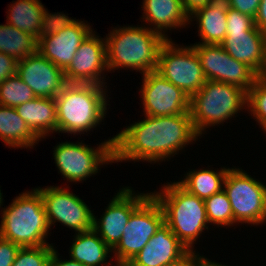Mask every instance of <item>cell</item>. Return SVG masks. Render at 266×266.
I'll list each match as a JSON object with an SVG mask.
<instances>
[{
    "mask_svg": "<svg viewBox=\"0 0 266 266\" xmlns=\"http://www.w3.org/2000/svg\"><path fill=\"white\" fill-rule=\"evenodd\" d=\"M144 116L143 120L115 135L114 163L165 161L200 138L192 126L190 112L171 116Z\"/></svg>",
    "mask_w": 266,
    "mask_h": 266,
    "instance_id": "obj_1",
    "label": "cell"
},
{
    "mask_svg": "<svg viewBox=\"0 0 266 266\" xmlns=\"http://www.w3.org/2000/svg\"><path fill=\"white\" fill-rule=\"evenodd\" d=\"M166 41L144 24L112 29L105 37L110 73L119 68L137 70L142 75L156 71L159 51Z\"/></svg>",
    "mask_w": 266,
    "mask_h": 266,
    "instance_id": "obj_2",
    "label": "cell"
},
{
    "mask_svg": "<svg viewBox=\"0 0 266 266\" xmlns=\"http://www.w3.org/2000/svg\"><path fill=\"white\" fill-rule=\"evenodd\" d=\"M107 85L67 83L55 97L57 132L84 134L100 125L107 111Z\"/></svg>",
    "mask_w": 266,
    "mask_h": 266,
    "instance_id": "obj_3",
    "label": "cell"
},
{
    "mask_svg": "<svg viewBox=\"0 0 266 266\" xmlns=\"http://www.w3.org/2000/svg\"><path fill=\"white\" fill-rule=\"evenodd\" d=\"M1 214L0 237L20 247L53 245L46 239L51 228L36 188L16 196Z\"/></svg>",
    "mask_w": 266,
    "mask_h": 266,
    "instance_id": "obj_4",
    "label": "cell"
},
{
    "mask_svg": "<svg viewBox=\"0 0 266 266\" xmlns=\"http://www.w3.org/2000/svg\"><path fill=\"white\" fill-rule=\"evenodd\" d=\"M151 194L160 203L164 212V223L188 250L204 231L208 230L205 202L189 193L177 181L163 184L162 189Z\"/></svg>",
    "mask_w": 266,
    "mask_h": 266,
    "instance_id": "obj_5",
    "label": "cell"
},
{
    "mask_svg": "<svg viewBox=\"0 0 266 266\" xmlns=\"http://www.w3.org/2000/svg\"><path fill=\"white\" fill-rule=\"evenodd\" d=\"M248 92L224 82L206 80L200 90L190 97L191 122L194 131L201 136L215 125L236 117L247 110Z\"/></svg>",
    "mask_w": 266,
    "mask_h": 266,
    "instance_id": "obj_6",
    "label": "cell"
},
{
    "mask_svg": "<svg viewBox=\"0 0 266 266\" xmlns=\"http://www.w3.org/2000/svg\"><path fill=\"white\" fill-rule=\"evenodd\" d=\"M91 31L92 27L85 21L69 18L62 12L54 13L38 39L37 51L65 71Z\"/></svg>",
    "mask_w": 266,
    "mask_h": 266,
    "instance_id": "obj_7",
    "label": "cell"
},
{
    "mask_svg": "<svg viewBox=\"0 0 266 266\" xmlns=\"http://www.w3.org/2000/svg\"><path fill=\"white\" fill-rule=\"evenodd\" d=\"M114 139L105 140L96 147L81 142H59L54 147V163L69 182H83L100 170L99 166L114 163Z\"/></svg>",
    "mask_w": 266,
    "mask_h": 266,
    "instance_id": "obj_8",
    "label": "cell"
},
{
    "mask_svg": "<svg viewBox=\"0 0 266 266\" xmlns=\"http://www.w3.org/2000/svg\"><path fill=\"white\" fill-rule=\"evenodd\" d=\"M223 189L230 201L236 225L266 223V185L241 168H229Z\"/></svg>",
    "mask_w": 266,
    "mask_h": 266,
    "instance_id": "obj_9",
    "label": "cell"
},
{
    "mask_svg": "<svg viewBox=\"0 0 266 266\" xmlns=\"http://www.w3.org/2000/svg\"><path fill=\"white\" fill-rule=\"evenodd\" d=\"M156 72L189 97L198 92L206 81L193 46H179L172 40H167L160 48Z\"/></svg>",
    "mask_w": 266,
    "mask_h": 266,
    "instance_id": "obj_10",
    "label": "cell"
},
{
    "mask_svg": "<svg viewBox=\"0 0 266 266\" xmlns=\"http://www.w3.org/2000/svg\"><path fill=\"white\" fill-rule=\"evenodd\" d=\"M164 223L160 203L151 194L130 216L122 237L112 249L114 261L130 262Z\"/></svg>",
    "mask_w": 266,
    "mask_h": 266,
    "instance_id": "obj_11",
    "label": "cell"
},
{
    "mask_svg": "<svg viewBox=\"0 0 266 266\" xmlns=\"http://www.w3.org/2000/svg\"><path fill=\"white\" fill-rule=\"evenodd\" d=\"M43 200L49 226L56 222L74 229L75 233L88 231L93 228V212L89 206L69 188L47 186L36 188Z\"/></svg>",
    "mask_w": 266,
    "mask_h": 266,
    "instance_id": "obj_12",
    "label": "cell"
},
{
    "mask_svg": "<svg viewBox=\"0 0 266 266\" xmlns=\"http://www.w3.org/2000/svg\"><path fill=\"white\" fill-rule=\"evenodd\" d=\"M206 80L236 85L249 91L259 76L231 57L220 44H193Z\"/></svg>",
    "mask_w": 266,
    "mask_h": 266,
    "instance_id": "obj_13",
    "label": "cell"
},
{
    "mask_svg": "<svg viewBox=\"0 0 266 266\" xmlns=\"http://www.w3.org/2000/svg\"><path fill=\"white\" fill-rule=\"evenodd\" d=\"M139 90L144 115L171 116L189 112L190 97L158 72L145 73Z\"/></svg>",
    "mask_w": 266,
    "mask_h": 266,
    "instance_id": "obj_14",
    "label": "cell"
},
{
    "mask_svg": "<svg viewBox=\"0 0 266 266\" xmlns=\"http://www.w3.org/2000/svg\"><path fill=\"white\" fill-rule=\"evenodd\" d=\"M151 195L135 193L132 187H123L115 193L101 218L93 215V229L113 249L120 241L131 214Z\"/></svg>",
    "mask_w": 266,
    "mask_h": 266,
    "instance_id": "obj_15",
    "label": "cell"
},
{
    "mask_svg": "<svg viewBox=\"0 0 266 266\" xmlns=\"http://www.w3.org/2000/svg\"><path fill=\"white\" fill-rule=\"evenodd\" d=\"M105 71L109 72L105 38L99 37L92 30L82 41L71 64L64 71L65 79L67 83L105 86Z\"/></svg>",
    "mask_w": 266,
    "mask_h": 266,
    "instance_id": "obj_16",
    "label": "cell"
},
{
    "mask_svg": "<svg viewBox=\"0 0 266 266\" xmlns=\"http://www.w3.org/2000/svg\"><path fill=\"white\" fill-rule=\"evenodd\" d=\"M17 75L36 97L55 98L67 84L64 71L38 51L18 61Z\"/></svg>",
    "mask_w": 266,
    "mask_h": 266,
    "instance_id": "obj_17",
    "label": "cell"
},
{
    "mask_svg": "<svg viewBox=\"0 0 266 266\" xmlns=\"http://www.w3.org/2000/svg\"><path fill=\"white\" fill-rule=\"evenodd\" d=\"M235 60L262 77L266 62V33L254 26L249 32H226L220 43Z\"/></svg>",
    "mask_w": 266,
    "mask_h": 266,
    "instance_id": "obj_18",
    "label": "cell"
},
{
    "mask_svg": "<svg viewBox=\"0 0 266 266\" xmlns=\"http://www.w3.org/2000/svg\"><path fill=\"white\" fill-rule=\"evenodd\" d=\"M189 250L163 223L141 251L129 262L132 266H166Z\"/></svg>",
    "mask_w": 266,
    "mask_h": 266,
    "instance_id": "obj_19",
    "label": "cell"
},
{
    "mask_svg": "<svg viewBox=\"0 0 266 266\" xmlns=\"http://www.w3.org/2000/svg\"><path fill=\"white\" fill-rule=\"evenodd\" d=\"M142 4L143 15L141 19L148 26H151L148 28L163 35L167 40H172L165 34L167 30L180 29L191 24L181 0H143Z\"/></svg>",
    "mask_w": 266,
    "mask_h": 266,
    "instance_id": "obj_20",
    "label": "cell"
},
{
    "mask_svg": "<svg viewBox=\"0 0 266 266\" xmlns=\"http://www.w3.org/2000/svg\"><path fill=\"white\" fill-rule=\"evenodd\" d=\"M231 9L230 0H209L208 5L189 15L198 24V44H220L226 37L227 13Z\"/></svg>",
    "mask_w": 266,
    "mask_h": 266,
    "instance_id": "obj_21",
    "label": "cell"
},
{
    "mask_svg": "<svg viewBox=\"0 0 266 266\" xmlns=\"http://www.w3.org/2000/svg\"><path fill=\"white\" fill-rule=\"evenodd\" d=\"M12 3L7 11V23L38 40L54 13H49L40 0H17Z\"/></svg>",
    "mask_w": 266,
    "mask_h": 266,
    "instance_id": "obj_22",
    "label": "cell"
},
{
    "mask_svg": "<svg viewBox=\"0 0 266 266\" xmlns=\"http://www.w3.org/2000/svg\"><path fill=\"white\" fill-rule=\"evenodd\" d=\"M18 115L29 129L41 140L57 132V110L55 98L35 97L15 107Z\"/></svg>",
    "mask_w": 266,
    "mask_h": 266,
    "instance_id": "obj_23",
    "label": "cell"
},
{
    "mask_svg": "<svg viewBox=\"0 0 266 266\" xmlns=\"http://www.w3.org/2000/svg\"><path fill=\"white\" fill-rule=\"evenodd\" d=\"M72 241L69 247V258L85 266H108L113 262H106L108 257L113 258V256H110L112 255V249L93 228L76 233Z\"/></svg>",
    "mask_w": 266,
    "mask_h": 266,
    "instance_id": "obj_24",
    "label": "cell"
},
{
    "mask_svg": "<svg viewBox=\"0 0 266 266\" xmlns=\"http://www.w3.org/2000/svg\"><path fill=\"white\" fill-rule=\"evenodd\" d=\"M0 139L11 148H33L41 141L14 107L0 105Z\"/></svg>",
    "mask_w": 266,
    "mask_h": 266,
    "instance_id": "obj_25",
    "label": "cell"
},
{
    "mask_svg": "<svg viewBox=\"0 0 266 266\" xmlns=\"http://www.w3.org/2000/svg\"><path fill=\"white\" fill-rule=\"evenodd\" d=\"M229 168H221L214 171L213 169H196L188 171L181 181H177L189 193L196 195L200 199H207L223 189L225 176Z\"/></svg>",
    "mask_w": 266,
    "mask_h": 266,
    "instance_id": "obj_26",
    "label": "cell"
},
{
    "mask_svg": "<svg viewBox=\"0 0 266 266\" xmlns=\"http://www.w3.org/2000/svg\"><path fill=\"white\" fill-rule=\"evenodd\" d=\"M38 40L20 31L11 24L0 25V52L15 58L24 59L37 52Z\"/></svg>",
    "mask_w": 266,
    "mask_h": 266,
    "instance_id": "obj_27",
    "label": "cell"
},
{
    "mask_svg": "<svg viewBox=\"0 0 266 266\" xmlns=\"http://www.w3.org/2000/svg\"><path fill=\"white\" fill-rule=\"evenodd\" d=\"M209 224L217 227L234 226L232 207L224 189L204 200Z\"/></svg>",
    "mask_w": 266,
    "mask_h": 266,
    "instance_id": "obj_28",
    "label": "cell"
},
{
    "mask_svg": "<svg viewBox=\"0 0 266 266\" xmlns=\"http://www.w3.org/2000/svg\"><path fill=\"white\" fill-rule=\"evenodd\" d=\"M35 97L32 89L17 74L0 83V105L2 106L15 108Z\"/></svg>",
    "mask_w": 266,
    "mask_h": 266,
    "instance_id": "obj_29",
    "label": "cell"
},
{
    "mask_svg": "<svg viewBox=\"0 0 266 266\" xmlns=\"http://www.w3.org/2000/svg\"><path fill=\"white\" fill-rule=\"evenodd\" d=\"M247 109L266 134V78L259 77L248 91Z\"/></svg>",
    "mask_w": 266,
    "mask_h": 266,
    "instance_id": "obj_30",
    "label": "cell"
},
{
    "mask_svg": "<svg viewBox=\"0 0 266 266\" xmlns=\"http://www.w3.org/2000/svg\"><path fill=\"white\" fill-rule=\"evenodd\" d=\"M53 245L20 247L12 266H49Z\"/></svg>",
    "mask_w": 266,
    "mask_h": 266,
    "instance_id": "obj_31",
    "label": "cell"
},
{
    "mask_svg": "<svg viewBox=\"0 0 266 266\" xmlns=\"http://www.w3.org/2000/svg\"><path fill=\"white\" fill-rule=\"evenodd\" d=\"M254 26V18L247 14L232 8L227 13L226 32H249Z\"/></svg>",
    "mask_w": 266,
    "mask_h": 266,
    "instance_id": "obj_32",
    "label": "cell"
},
{
    "mask_svg": "<svg viewBox=\"0 0 266 266\" xmlns=\"http://www.w3.org/2000/svg\"><path fill=\"white\" fill-rule=\"evenodd\" d=\"M20 246L0 237V266H12Z\"/></svg>",
    "mask_w": 266,
    "mask_h": 266,
    "instance_id": "obj_33",
    "label": "cell"
},
{
    "mask_svg": "<svg viewBox=\"0 0 266 266\" xmlns=\"http://www.w3.org/2000/svg\"><path fill=\"white\" fill-rule=\"evenodd\" d=\"M18 60L0 52V83L17 74Z\"/></svg>",
    "mask_w": 266,
    "mask_h": 266,
    "instance_id": "obj_34",
    "label": "cell"
},
{
    "mask_svg": "<svg viewBox=\"0 0 266 266\" xmlns=\"http://www.w3.org/2000/svg\"><path fill=\"white\" fill-rule=\"evenodd\" d=\"M231 8L255 18L261 0H230Z\"/></svg>",
    "mask_w": 266,
    "mask_h": 266,
    "instance_id": "obj_35",
    "label": "cell"
},
{
    "mask_svg": "<svg viewBox=\"0 0 266 266\" xmlns=\"http://www.w3.org/2000/svg\"><path fill=\"white\" fill-rule=\"evenodd\" d=\"M166 266H206V258L189 250L181 259Z\"/></svg>",
    "mask_w": 266,
    "mask_h": 266,
    "instance_id": "obj_36",
    "label": "cell"
},
{
    "mask_svg": "<svg viewBox=\"0 0 266 266\" xmlns=\"http://www.w3.org/2000/svg\"><path fill=\"white\" fill-rule=\"evenodd\" d=\"M59 255L60 254L54 248L50 257L49 266H85L84 264L71 258L69 260H62L59 258Z\"/></svg>",
    "mask_w": 266,
    "mask_h": 266,
    "instance_id": "obj_37",
    "label": "cell"
},
{
    "mask_svg": "<svg viewBox=\"0 0 266 266\" xmlns=\"http://www.w3.org/2000/svg\"><path fill=\"white\" fill-rule=\"evenodd\" d=\"M255 26L266 33V0H261L256 17L254 18Z\"/></svg>",
    "mask_w": 266,
    "mask_h": 266,
    "instance_id": "obj_38",
    "label": "cell"
},
{
    "mask_svg": "<svg viewBox=\"0 0 266 266\" xmlns=\"http://www.w3.org/2000/svg\"><path fill=\"white\" fill-rule=\"evenodd\" d=\"M182 6L188 15H191L199 8L208 5L209 0H181Z\"/></svg>",
    "mask_w": 266,
    "mask_h": 266,
    "instance_id": "obj_39",
    "label": "cell"
},
{
    "mask_svg": "<svg viewBox=\"0 0 266 266\" xmlns=\"http://www.w3.org/2000/svg\"><path fill=\"white\" fill-rule=\"evenodd\" d=\"M206 266H228V265H222L220 263H216L206 258Z\"/></svg>",
    "mask_w": 266,
    "mask_h": 266,
    "instance_id": "obj_40",
    "label": "cell"
},
{
    "mask_svg": "<svg viewBox=\"0 0 266 266\" xmlns=\"http://www.w3.org/2000/svg\"><path fill=\"white\" fill-rule=\"evenodd\" d=\"M115 265L112 263L108 266H132L129 262H119V261H114Z\"/></svg>",
    "mask_w": 266,
    "mask_h": 266,
    "instance_id": "obj_41",
    "label": "cell"
},
{
    "mask_svg": "<svg viewBox=\"0 0 266 266\" xmlns=\"http://www.w3.org/2000/svg\"><path fill=\"white\" fill-rule=\"evenodd\" d=\"M2 193H1V190H0V207H2L1 205L3 204V197H2Z\"/></svg>",
    "mask_w": 266,
    "mask_h": 266,
    "instance_id": "obj_42",
    "label": "cell"
},
{
    "mask_svg": "<svg viewBox=\"0 0 266 266\" xmlns=\"http://www.w3.org/2000/svg\"><path fill=\"white\" fill-rule=\"evenodd\" d=\"M262 77L266 78V62H265V68H264V73H263Z\"/></svg>",
    "mask_w": 266,
    "mask_h": 266,
    "instance_id": "obj_43",
    "label": "cell"
}]
</instances>
